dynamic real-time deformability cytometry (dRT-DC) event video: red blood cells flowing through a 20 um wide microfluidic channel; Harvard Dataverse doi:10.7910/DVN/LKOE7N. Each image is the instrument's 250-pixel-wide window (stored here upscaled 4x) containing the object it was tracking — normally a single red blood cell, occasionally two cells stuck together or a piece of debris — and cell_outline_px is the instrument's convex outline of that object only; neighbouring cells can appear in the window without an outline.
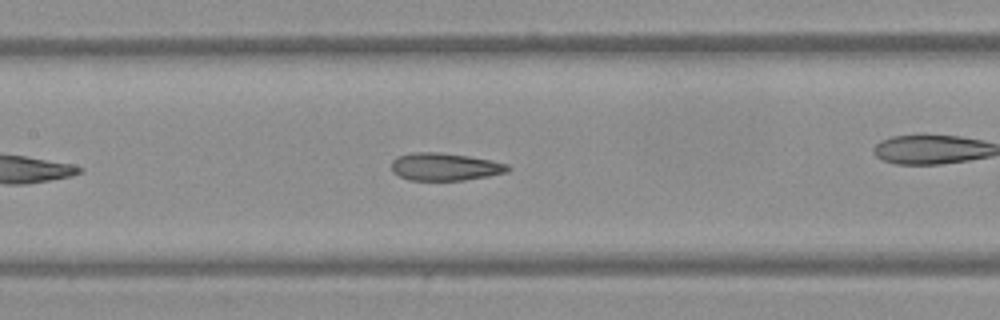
{"species": "Egyptian fruit bat (a non-hibernating species)", "species_latin": "Rousettus aegyptiacus", "temperature_condition": "warm", "stored_images_in_passage": 10, "camera_frame_rate_fps": 3000, "um_per_image_px": 0.085, "frame": {"image": 1, "passage_image": 6, "time_ms": 1.667, "image_size_px": [1000, 320], "cell_outline_px": [[512, 168], [508, 172], [488, 176], [464, 180], [408, 180], [392, 172], [392, 160], [396, 156], [412, 152], [440, 152], [468, 156], [508, 164]], "centroid_in_image_um": [37.8, 14.17], "position_along_channel_um": 169.6, "area_um2": 18.79}}
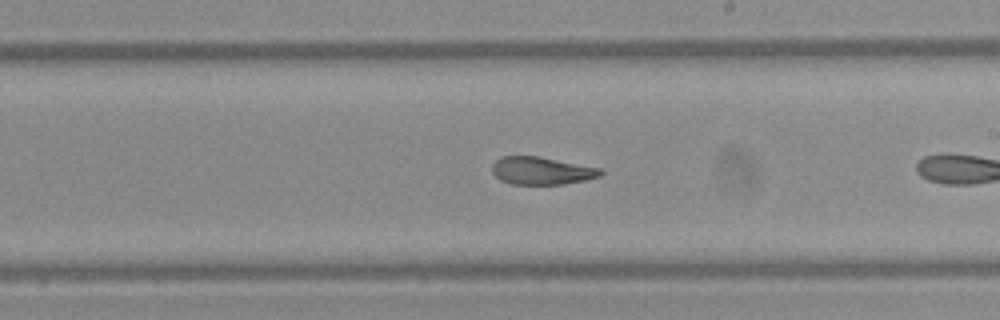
{"frame": {"image": 2, "passage_image": 9, "time_ms": 2.667, "image_size_px": [1000, 320], "cell_outline_px": [[604, 172], [600, 176], [584, 180], [564, 184], [512, 184], [500, 180], [492, 172], [492, 164], [500, 156], [540, 156], [604, 168]], "centroid_in_image_um": [46.07, 14.5], "position_along_channel_um": 242.9, "area_um2": 17.74}}